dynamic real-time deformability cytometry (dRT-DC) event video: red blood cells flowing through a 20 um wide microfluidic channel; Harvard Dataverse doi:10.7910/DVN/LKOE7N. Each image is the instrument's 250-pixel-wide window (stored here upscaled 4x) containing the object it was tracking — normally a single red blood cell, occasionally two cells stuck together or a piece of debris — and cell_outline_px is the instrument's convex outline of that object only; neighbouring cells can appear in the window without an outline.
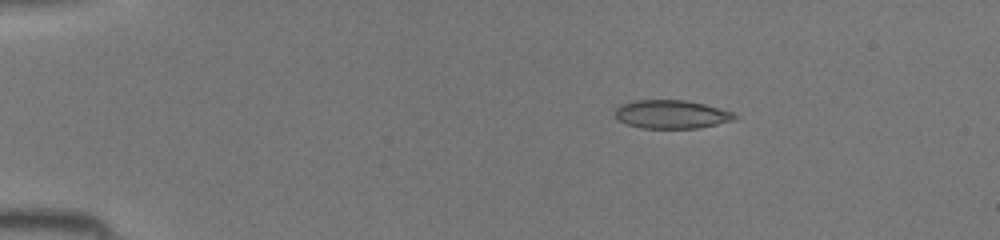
{"species": "common noctule bat (a hibernating species)", "species_latin": "Nyctalus noctula", "temperature_condition": "room temperature", "stored_images_in_passage": 44, "camera_frame_rate_fps": 3000, "um_per_image_px": 0.085, "animal": {"sex": "female", "body_mass_g": 19.5, "forearm_length_mm": 54.1}, "frame": {"image": 1, "passage_image": 8, "time_ms": 2.333, "image_size_px": [1000, 240], "cell_outline_px": [[740, 116], [736, 120], [696, 128], [640, 128], [624, 124], [616, 120], [612, 112], [620, 104], [636, 100], [684, 100], [704, 104], [732, 112]], "centroid_in_image_um": [57.01, 9.72], "position_along_channel_um": 28.0, "area_um2": 20.11}}
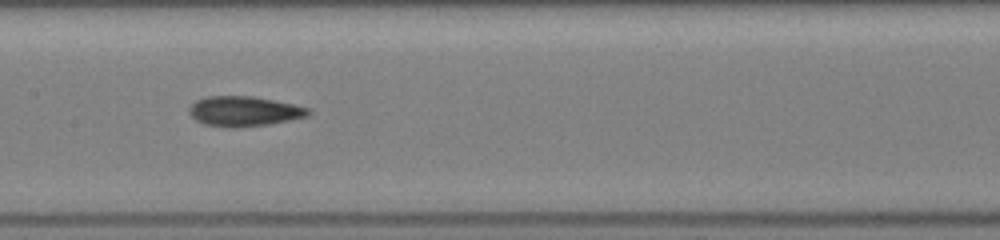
{"frame": {"image": 2, "passage_image": 23, "time_ms": 7.333, "image_size_px": [1000, 240], "cell_outline_px": [[312, 112], [308, 116], [268, 124], [236, 128], [232, 128], [204, 124], [196, 120], [188, 112], [188, 108], [196, 100], [208, 96], [252, 96], [312, 108]], "centroid_in_image_um": [20.74, 9.46], "position_along_channel_um": 186.7, "area_um2": 20.81}}
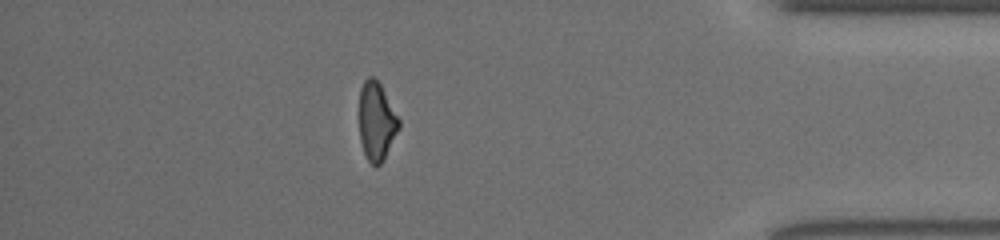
{"frame": {"image": 3, "passage_image": 39, "time_ms": 12.667, "image_size_px": [1000, 240], "cell_outline_px": [[400, 128], [384, 160], [376, 168], [368, 160], [364, 152], [360, 140], [360, 88], [364, 80], [368, 76], [372, 76], [380, 84], [400, 120]], "centroid_in_image_um": [32.02, 10.34], "position_along_channel_um": 403.2, "area_um2": 18.09}}